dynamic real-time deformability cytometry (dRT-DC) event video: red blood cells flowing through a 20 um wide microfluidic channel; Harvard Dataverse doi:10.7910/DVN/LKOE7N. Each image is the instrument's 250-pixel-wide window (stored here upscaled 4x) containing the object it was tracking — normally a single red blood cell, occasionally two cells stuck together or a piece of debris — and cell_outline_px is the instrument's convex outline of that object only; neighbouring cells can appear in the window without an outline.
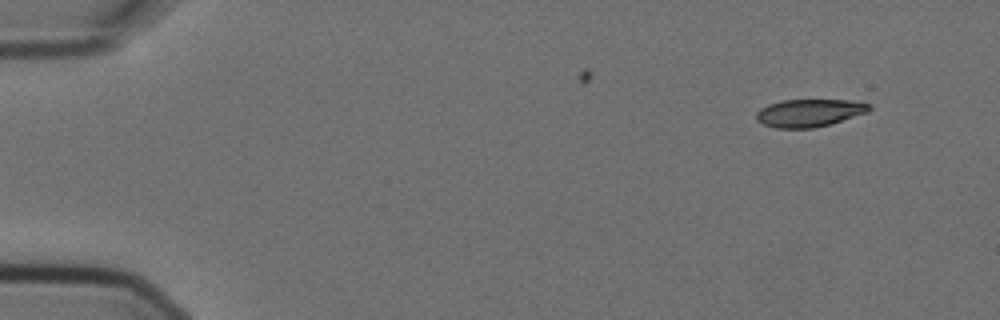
{"species": "Egyptian fruit bat (a non-hibernating species)", "species_latin": "Rousettus aegyptiacus", "temperature_condition": "cold", "stored_images_in_passage": 4, "camera_frame_rate_fps": 3000, "um_per_image_px": 0.085, "animal": {"sex": "female"}, "frame": {"image": 1, "passage_image": 1, "time_ms": 0.0, "image_size_px": [1000, 320], "cell_outline_px": [[872, 108], [868, 112], [832, 124], [812, 128], [776, 128], [764, 124], [756, 120], [756, 112], [760, 108], [768, 104], [780, 100], [848, 100], [872, 104]], "centroid_in_image_um": [68.8, 9.59], "position_along_channel_um": 16.2, "area_um2": 18.38}}